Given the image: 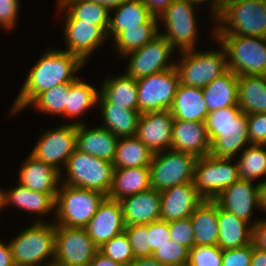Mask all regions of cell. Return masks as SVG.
Returning <instances> with one entry per match:
<instances>
[{
    "mask_svg": "<svg viewBox=\"0 0 266 266\" xmlns=\"http://www.w3.org/2000/svg\"><path fill=\"white\" fill-rule=\"evenodd\" d=\"M85 62L77 55L61 49L51 48L43 52L30 68L23 86L13 102L10 114L23 111L41 93L59 84L75 81L76 73L85 67Z\"/></svg>",
    "mask_w": 266,
    "mask_h": 266,
    "instance_id": "1",
    "label": "cell"
},
{
    "mask_svg": "<svg viewBox=\"0 0 266 266\" xmlns=\"http://www.w3.org/2000/svg\"><path fill=\"white\" fill-rule=\"evenodd\" d=\"M205 124L213 157L235 159L250 145L247 114L238 105L209 112Z\"/></svg>",
    "mask_w": 266,
    "mask_h": 266,
    "instance_id": "2",
    "label": "cell"
},
{
    "mask_svg": "<svg viewBox=\"0 0 266 266\" xmlns=\"http://www.w3.org/2000/svg\"><path fill=\"white\" fill-rule=\"evenodd\" d=\"M34 219L35 222L8 242L15 266L53 265L55 224L40 216Z\"/></svg>",
    "mask_w": 266,
    "mask_h": 266,
    "instance_id": "3",
    "label": "cell"
},
{
    "mask_svg": "<svg viewBox=\"0 0 266 266\" xmlns=\"http://www.w3.org/2000/svg\"><path fill=\"white\" fill-rule=\"evenodd\" d=\"M226 52L228 70L238 76L266 75V38L237 35H214Z\"/></svg>",
    "mask_w": 266,
    "mask_h": 266,
    "instance_id": "4",
    "label": "cell"
},
{
    "mask_svg": "<svg viewBox=\"0 0 266 266\" xmlns=\"http://www.w3.org/2000/svg\"><path fill=\"white\" fill-rule=\"evenodd\" d=\"M214 22V35L266 38V0H238Z\"/></svg>",
    "mask_w": 266,
    "mask_h": 266,
    "instance_id": "5",
    "label": "cell"
},
{
    "mask_svg": "<svg viewBox=\"0 0 266 266\" xmlns=\"http://www.w3.org/2000/svg\"><path fill=\"white\" fill-rule=\"evenodd\" d=\"M106 197L103 193L60 183L55 198V225L85 228Z\"/></svg>",
    "mask_w": 266,
    "mask_h": 266,
    "instance_id": "6",
    "label": "cell"
},
{
    "mask_svg": "<svg viewBox=\"0 0 266 266\" xmlns=\"http://www.w3.org/2000/svg\"><path fill=\"white\" fill-rule=\"evenodd\" d=\"M198 51L196 49L179 52L180 59L175 68L183 85L204 88L228 71L225 49Z\"/></svg>",
    "mask_w": 266,
    "mask_h": 266,
    "instance_id": "7",
    "label": "cell"
},
{
    "mask_svg": "<svg viewBox=\"0 0 266 266\" xmlns=\"http://www.w3.org/2000/svg\"><path fill=\"white\" fill-rule=\"evenodd\" d=\"M62 170H66L64 173L66 177L61 174L63 184L96 190L106 196L112 186L113 164L77 149L68 158Z\"/></svg>",
    "mask_w": 266,
    "mask_h": 266,
    "instance_id": "8",
    "label": "cell"
},
{
    "mask_svg": "<svg viewBox=\"0 0 266 266\" xmlns=\"http://www.w3.org/2000/svg\"><path fill=\"white\" fill-rule=\"evenodd\" d=\"M195 6L189 0H173L158 16V21L165 27L164 32L159 28V34L176 49L175 52L196 49L199 27Z\"/></svg>",
    "mask_w": 266,
    "mask_h": 266,
    "instance_id": "9",
    "label": "cell"
},
{
    "mask_svg": "<svg viewBox=\"0 0 266 266\" xmlns=\"http://www.w3.org/2000/svg\"><path fill=\"white\" fill-rule=\"evenodd\" d=\"M197 157L189 153L165 150L153 154L150 187L158 192L194 181Z\"/></svg>",
    "mask_w": 266,
    "mask_h": 266,
    "instance_id": "10",
    "label": "cell"
},
{
    "mask_svg": "<svg viewBox=\"0 0 266 266\" xmlns=\"http://www.w3.org/2000/svg\"><path fill=\"white\" fill-rule=\"evenodd\" d=\"M236 159L217 158L210 154L197 158L194 185L206 200H215L228 186L240 180ZM234 162V163H231Z\"/></svg>",
    "mask_w": 266,
    "mask_h": 266,
    "instance_id": "11",
    "label": "cell"
},
{
    "mask_svg": "<svg viewBox=\"0 0 266 266\" xmlns=\"http://www.w3.org/2000/svg\"><path fill=\"white\" fill-rule=\"evenodd\" d=\"M99 248L85 228L55 225V266H87Z\"/></svg>",
    "mask_w": 266,
    "mask_h": 266,
    "instance_id": "12",
    "label": "cell"
},
{
    "mask_svg": "<svg viewBox=\"0 0 266 266\" xmlns=\"http://www.w3.org/2000/svg\"><path fill=\"white\" fill-rule=\"evenodd\" d=\"M140 113L170 110L180 83L175 67L136 79Z\"/></svg>",
    "mask_w": 266,
    "mask_h": 266,
    "instance_id": "13",
    "label": "cell"
},
{
    "mask_svg": "<svg viewBox=\"0 0 266 266\" xmlns=\"http://www.w3.org/2000/svg\"><path fill=\"white\" fill-rule=\"evenodd\" d=\"M174 50L173 46L159 34L140 49L123 56L124 59L130 58L124 72L134 79H139L173 68L176 64L175 61L171 62Z\"/></svg>",
    "mask_w": 266,
    "mask_h": 266,
    "instance_id": "14",
    "label": "cell"
},
{
    "mask_svg": "<svg viewBox=\"0 0 266 266\" xmlns=\"http://www.w3.org/2000/svg\"><path fill=\"white\" fill-rule=\"evenodd\" d=\"M76 135L77 124L72 122L48 129L38 137L30 153L63 174L60 166L65 168L68 158L76 150Z\"/></svg>",
    "mask_w": 266,
    "mask_h": 266,
    "instance_id": "15",
    "label": "cell"
},
{
    "mask_svg": "<svg viewBox=\"0 0 266 266\" xmlns=\"http://www.w3.org/2000/svg\"><path fill=\"white\" fill-rule=\"evenodd\" d=\"M253 182L240 179L224 189L215 199L222 209L248 222L252 227L258 221V218L251 221L253 211L259 208V182Z\"/></svg>",
    "mask_w": 266,
    "mask_h": 266,
    "instance_id": "16",
    "label": "cell"
},
{
    "mask_svg": "<svg viewBox=\"0 0 266 266\" xmlns=\"http://www.w3.org/2000/svg\"><path fill=\"white\" fill-rule=\"evenodd\" d=\"M173 121L170 110L142 113L135 136L153 153L170 150Z\"/></svg>",
    "mask_w": 266,
    "mask_h": 266,
    "instance_id": "17",
    "label": "cell"
},
{
    "mask_svg": "<svg viewBox=\"0 0 266 266\" xmlns=\"http://www.w3.org/2000/svg\"><path fill=\"white\" fill-rule=\"evenodd\" d=\"M125 228L120 202L107 196L99 204L97 212L85 227L88 236L98 248L114 236L123 233Z\"/></svg>",
    "mask_w": 266,
    "mask_h": 266,
    "instance_id": "18",
    "label": "cell"
},
{
    "mask_svg": "<svg viewBox=\"0 0 266 266\" xmlns=\"http://www.w3.org/2000/svg\"><path fill=\"white\" fill-rule=\"evenodd\" d=\"M64 38L67 51L77 55L85 63L94 55V51L106 40L107 34L99 27L80 20H63Z\"/></svg>",
    "mask_w": 266,
    "mask_h": 266,
    "instance_id": "19",
    "label": "cell"
},
{
    "mask_svg": "<svg viewBox=\"0 0 266 266\" xmlns=\"http://www.w3.org/2000/svg\"><path fill=\"white\" fill-rule=\"evenodd\" d=\"M163 221H175L190 217L205 200L195 188L194 182L176 185L160 192Z\"/></svg>",
    "mask_w": 266,
    "mask_h": 266,
    "instance_id": "20",
    "label": "cell"
},
{
    "mask_svg": "<svg viewBox=\"0 0 266 266\" xmlns=\"http://www.w3.org/2000/svg\"><path fill=\"white\" fill-rule=\"evenodd\" d=\"M171 150L189 153L197 158L210 154L211 141L205 122L174 119Z\"/></svg>",
    "mask_w": 266,
    "mask_h": 266,
    "instance_id": "21",
    "label": "cell"
},
{
    "mask_svg": "<svg viewBox=\"0 0 266 266\" xmlns=\"http://www.w3.org/2000/svg\"><path fill=\"white\" fill-rule=\"evenodd\" d=\"M19 171L18 184L35 192L57 194L61 172L50 164L38 160L31 153L24 158Z\"/></svg>",
    "mask_w": 266,
    "mask_h": 266,
    "instance_id": "22",
    "label": "cell"
},
{
    "mask_svg": "<svg viewBox=\"0 0 266 266\" xmlns=\"http://www.w3.org/2000/svg\"><path fill=\"white\" fill-rule=\"evenodd\" d=\"M73 123L77 124L76 149L112 163L118 137L102 126L89 128L80 120Z\"/></svg>",
    "mask_w": 266,
    "mask_h": 266,
    "instance_id": "23",
    "label": "cell"
},
{
    "mask_svg": "<svg viewBox=\"0 0 266 266\" xmlns=\"http://www.w3.org/2000/svg\"><path fill=\"white\" fill-rule=\"evenodd\" d=\"M126 226L147 225L160 220V192L150 188L119 201Z\"/></svg>",
    "mask_w": 266,
    "mask_h": 266,
    "instance_id": "24",
    "label": "cell"
},
{
    "mask_svg": "<svg viewBox=\"0 0 266 266\" xmlns=\"http://www.w3.org/2000/svg\"><path fill=\"white\" fill-rule=\"evenodd\" d=\"M57 194H46L35 192L20 184L10 189L0 190L1 210L3 207L14 205L22 211L29 212V215L37 216L55 212V198Z\"/></svg>",
    "mask_w": 266,
    "mask_h": 266,
    "instance_id": "25",
    "label": "cell"
},
{
    "mask_svg": "<svg viewBox=\"0 0 266 266\" xmlns=\"http://www.w3.org/2000/svg\"><path fill=\"white\" fill-rule=\"evenodd\" d=\"M170 112L174 119L205 122L209 112L202 88L179 83Z\"/></svg>",
    "mask_w": 266,
    "mask_h": 266,
    "instance_id": "26",
    "label": "cell"
},
{
    "mask_svg": "<svg viewBox=\"0 0 266 266\" xmlns=\"http://www.w3.org/2000/svg\"><path fill=\"white\" fill-rule=\"evenodd\" d=\"M120 76L104 78L98 102H111L124 109L138 110V88L136 79L125 72Z\"/></svg>",
    "mask_w": 266,
    "mask_h": 266,
    "instance_id": "27",
    "label": "cell"
},
{
    "mask_svg": "<svg viewBox=\"0 0 266 266\" xmlns=\"http://www.w3.org/2000/svg\"><path fill=\"white\" fill-rule=\"evenodd\" d=\"M218 247L234 249L252 243L253 227L218 205Z\"/></svg>",
    "mask_w": 266,
    "mask_h": 266,
    "instance_id": "28",
    "label": "cell"
},
{
    "mask_svg": "<svg viewBox=\"0 0 266 266\" xmlns=\"http://www.w3.org/2000/svg\"><path fill=\"white\" fill-rule=\"evenodd\" d=\"M113 10V11H112ZM110 10L108 39L113 40L122 30L138 28L141 24L148 22L154 14L142 0H127L120 6Z\"/></svg>",
    "mask_w": 266,
    "mask_h": 266,
    "instance_id": "29",
    "label": "cell"
},
{
    "mask_svg": "<svg viewBox=\"0 0 266 266\" xmlns=\"http://www.w3.org/2000/svg\"><path fill=\"white\" fill-rule=\"evenodd\" d=\"M150 188L149 167L114 169L112 186L107 197L120 201L123 198L146 191Z\"/></svg>",
    "mask_w": 266,
    "mask_h": 266,
    "instance_id": "30",
    "label": "cell"
},
{
    "mask_svg": "<svg viewBox=\"0 0 266 266\" xmlns=\"http://www.w3.org/2000/svg\"><path fill=\"white\" fill-rule=\"evenodd\" d=\"M193 227L195 245L217 246L218 203L215 200H204L190 216Z\"/></svg>",
    "mask_w": 266,
    "mask_h": 266,
    "instance_id": "31",
    "label": "cell"
},
{
    "mask_svg": "<svg viewBox=\"0 0 266 266\" xmlns=\"http://www.w3.org/2000/svg\"><path fill=\"white\" fill-rule=\"evenodd\" d=\"M57 3V12H64V20L91 23L99 26L107 34L110 11L104 5L87 0H58Z\"/></svg>",
    "mask_w": 266,
    "mask_h": 266,
    "instance_id": "32",
    "label": "cell"
},
{
    "mask_svg": "<svg viewBox=\"0 0 266 266\" xmlns=\"http://www.w3.org/2000/svg\"><path fill=\"white\" fill-rule=\"evenodd\" d=\"M238 79V75L228 70L202 88L208 112L238 105Z\"/></svg>",
    "mask_w": 266,
    "mask_h": 266,
    "instance_id": "33",
    "label": "cell"
},
{
    "mask_svg": "<svg viewBox=\"0 0 266 266\" xmlns=\"http://www.w3.org/2000/svg\"><path fill=\"white\" fill-rule=\"evenodd\" d=\"M103 117V128L111 131L118 138L133 137L136 135L138 120L140 117L139 110L124 109L120 106H114L111 102H98Z\"/></svg>",
    "mask_w": 266,
    "mask_h": 266,
    "instance_id": "34",
    "label": "cell"
},
{
    "mask_svg": "<svg viewBox=\"0 0 266 266\" xmlns=\"http://www.w3.org/2000/svg\"><path fill=\"white\" fill-rule=\"evenodd\" d=\"M238 106L247 115L266 113V75L239 76Z\"/></svg>",
    "mask_w": 266,
    "mask_h": 266,
    "instance_id": "35",
    "label": "cell"
},
{
    "mask_svg": "<svg viewBox=\"0 0 266 266\" xmlns=\"http://www.w3.org/2000/svg\"><path fill=\"white\" fill-rule=\"evenodd\" d=\"M153 152L136 136L118 138L115 157L112 162L114 169L130 167H149Z\"/></svg>",
    "mask_w": 266,
    "mask_h": 266,
    "instance_id": "36",
    "label": "cell"
},
{
    "mask_svg": "<svg viewBox=\"0 0 266 266\" xmlns=\"http://www.w3.org/2000/svg\"><path fill=\"white\" fill-rule=\"evenodd\" d=\"M158 16L154 15L148 22L141 24L138 28L122 30L112 42L113 47L123 57L129 52L140 49L159 35ZM159 25V26H158Z\"/></svg>",
    "mask_w": 266,
    "mask_h": 266,
    "instance_id": "37",
    "label": "cell"
},
{
    "mask_svg": "<svg viewBox=\"0 0 266 266\" xmlns=\"http://www.w3.org/2000/svg\"><path fill=\"white\" fill-rule=\"evenodd\" d=\"M100 90L78 77L69 83V95L67 96L66 117L79 118L86 111L97 107Z\"/></svg>",
    "mask_w": 266,
    "mask_h": 266,
    "instance_id": "38",
    "label": "cell"
},
{
    "mask_svg": "<svg viewBox=\"0 0 266 266\" xmlns=\"http://www.w3.org/2000/svg\"><path fill=\"white\" fill-rule=\"evenodd\" d=\"M238 155L241 179L255 181L266 177V145L250 144Z\"/></svg>",
    "mask_w": 266,
    "mask_h": 266,
    "instance_id": "39",
    "label": "cell"
},
{
    "mask_svg": "<svg viewBox=\"0 0 266 266\" xmlns=\"http://www.w3.org/2000/svg\"><path fill=\"white\" fill-rule=\"evenodd\" d=\"M69 95V83L59 84L39 94L29 105L37 111L52 116L66 117L67 96Z\"/></svg>",
    "mask_w": 266,
    "mask_h": 266,
    "instance_id": "40",
    "label": "cell"
},
{
    "mask_svg": "<svg viewBox=\"0 0 266 266\" xmlns=\"http://www.w3.org/2000/svg\"><path fill=\"white\" fill-rule=\"evenodd\" d=\"M99 252L114 262L128 266L134 259L132 246L125 231L104 243Z\"/></svg>",
    "mask_w": 266,
    "mask_h": 266,
    "instance_id": "41",
    "label": "cell"
},
{
    "mask_svg": "<svg viewBox=\"0 0 266 266\" xmlns=\"http://www.w3.org/2000/svg\"><path fill=\"white\" fill-rule=\"evenodd\" d=\"M152 257L166 266H182L188 264L189 249L171 240L155 250Z\"/></svg>",
    "mask_w": 266,
    "mask_h": 266,
    "instance_id": "42",
    "label": "cell"
},
{
    "mask_svg": "<svg viewBox=\"0 0 266 266\" xmlns=\"http://www.w3.org/2000/svg\"><path fill=\"white\" fill-rule=\"evenodd\" d=\"M135 258L151 257L153 252L149 245L148 224L129 225L125 228Z\"/></svg>",
    "mask_w": 266,
    "mask_h": 266,
    "instance_id": "43",
    "label": "cell"
},
{
    "mask_svg": "<svg viewBox=\"0 0 266 266\" xmlns=\"http://www.w3.org/2000/svg\"><path fill=\"white\" fill-rule=\"evenodd\" d=\"M190 266H222V250L218 246L195 245L189 250Z\"/></svg>",
    "mask_w": 266,
    "mask_h": 266,
    "instance_id": "44",
    "label": "cell"
},
{
    "mask_svg": "<svg viewBox=\"0 0 266 266\" xmlns=\"http://www.w3.org/2000/svg\"><path fill=\"white\" fill-rule=\"evenodd\" d=\"M170 238L189 250L195 246L194 232L190 217L169 222Z\"/></svg>",
    "mask_w": 266,
    "mask_h": 266,
    "instance_id": "45",
    "label": "cell"
},
{
    "mask_svg": "<svg viewBox=\"0 0 266 266\" xmlns=\"http://www.w3.org/2000/svg\"><path fill=\"white\" fill-rule=\"evenodd\" d=\"M253 242L247 246L222 250V266H251Z\"/></svg>",
    "mask_w": 266,
    "mask_h": 266,
    "instance_id": "46",
    "label": "cell"
},
{
    "mask_svg": "<svg viewBox=\"0 0 266 266\" xmlns=\"http://www.w3.org/2000/svg\"><path fill=\"white\" fill-rule=\"evenodd\" d=\"M250 144L266 145V113L247 115Z\"/></svg>",
    "mask_w": 266,
    "mask_h": 266,
    "instance_id": "47",
    "label": "cell"
},
{
    "mask_svg": "<svg viewBox=\"0 0 266 266\" xmlns=\"http://www.w3.org/2000/svg\"><path fill=\"white\" fill-rule=\"evenodd\" d=\"M149 245L151 251L158 250L159 247L171 241L169 222L157 220L148 224Z\"/></svg>",
    "mask_w": 266,
    "mask_h": 266,
    "instance_id": "48",
    "label": "cell"
},
{
    "mask_svg": "<svg viewBox=\"0 0 266 266\" xmlns=\"http://www.w3.org/2000/svg\"><path fill=\"white\" fill-rule=\"evenodd\" d=\"M20 0H0V28L10 31L19 17Z\"/></svg>",
    "mask_w": 266,
    "mask_h": 266,
    "instance_id": "49",
    "label": "cell"
},
{
    "mask_svg": "<svg viewBox=\"0 0 266 266\" xmlns=\"http://www.w3.org/2000/svg\"><path fill=\"white\" fill-rule=\"evenodd\" d=\"M252 242L255 247L266 250V219H259L253 226Z\"/></svg>",
    "mask_w": 266,
    "mask_h": 266,
    "instance_id": "50",
    "label": "cell"
},
{
    "mask_svg": "<svg viewBox=\"0 0 266 266\" xmlns=\"http://www.w3.org/2000/svg\"><path fill=\"white\" fill-rule=\"evenodd\" d=\"M146 3V6L150 11L159 16L171 3L173 0H142Z\"/></svg>",
    "mask_w": 266,
    "mask_h": 266,
    "instance_id": "51",
    "label": "cell"
},
{
    "mask_svg": "<svg viewBox=\"0 0 266 266\" xmlns=\"http://www.w3.org/2000/svg\"><path fill=\"white\" fill-rule=\"evenodd\" d=\"M0 266H15L8 243L0 240Z\"/></svg>",
    "mask_w": 266,
    "mask_h": 266,
    "instance_id": "52",
    "label": "cell"
},
{
    "mask_svg": "<svg viewBox=\"0 0 266 266\" xmlns=\"http://www.w3.org/2000/svg\"><path fill=\"white\" fill-rule=\"evenodd\" d=\"M87 266H124L120 263L114 262L110 258L104 256L99 251L95 254L93 260Z\"/></svg>",
    "mask_w": 266,
    "mask_h": 266,
    "instance_id": "53",
    "label": "cell"
},
{
    "mask_svg": "<svg viewBox=\"0 0 266 266\" xmlns=\"http://www.w3.org/2000/svg\"><path fill=\"white\" fill-rule=\"evenodd\" d=\"M251 266H266V250L254 246Z\"/></svg>",
    "mask_w": 266,
    "mask_h": 266,
    "instance_id": "54",
    "label": "cell"
},
{
    "mask_svg": "<svg viewBox=\"0 0 266 266\" xmlns=\"http://www.w3.org/2000/svg\"><path fill=\"white\" fill-rule=\"evenodd\" d=\"M128 266H166L151 257L135 258Z\"/></svg>",
    "mask_w": 266,
    "mask_h": 266,
    "instance_id": "55",
    "label": "cell"
},
{
    "mask_svg": "<svg viewBox=\"0 0 266 266\" xmlns=\"http://www.w3.org/2000/svg\"><path fill=\"white\" fill-rule=\"evenodd\" d=\"M192 4L196 5L197 4V9H198V5L199 6H202L203 3L207 5L208 3V6H210V15L211 17H213L214 19H212L213 21L216 20L219 16H220V12L215 8V0H189Z\"/></svg>",
    "mask_w": 266,
    "mask_h": 266,
    "instance_id": "56",
    "label": "cell"
},
{
    "mask_svg": "<svg viewBox=\"0 0 266 266\" xmlns=\"http://www.w3.org/2000/svg\"><path fill=\"white\" fill-rule=\"evenodd\" d=\"M266 213V180L259 181V210Z\"/></svg>",
    "mask_w": 266,
    "mask_h": 266,
    "instance_id": "57",
    "label": "cell"
},
{
    "mask_svg": "<svg viewBox=\"0 0 266 266\" xmlns=\"http://www.w3.org/2000/svg\"><path fill=\"white\" fill-rule=\"evenodd\" d=\"M104 5L109 11L120 6L127 0H87Z\"/></svg>",
    "mask_w": 266,
    "mask_h": 266,
    "instance_id": "58",
    "label": "cell"
},
{
    "mask_svg": "<svg viewBox=\"0 0 266 266\" xmlns=\"http://www.w3.org/2000/svg\"><path fill=\"white\" fill-rule=\"evenodd\" d=\"M238 0H215V8L221 13L230 4L237 2Z\"/></svg>",
    "mask_w": 266,
    "mask_h": 266,
    "instance_id": "59",
    "label": "cell"
}]
</instances>
